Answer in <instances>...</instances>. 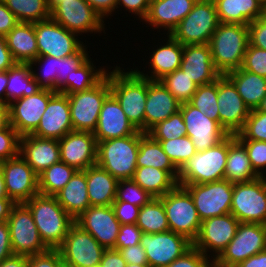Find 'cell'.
Here are the masks:
<instances>
[{"mask_svg": "<svg viewBox=\"0 0 266 267\" xmlns=\"http://www.w3.org/2000/svg\"><path fill=\"white\" fill-rule=\"evenodd\" d=\"M14 204L10 198H0V222L7 221Z\"/></svg>", "mask_w": 266, "mask_h": 267, "instance_id": "753ad0ef", "label": "cell"}, {"mask_svg": "<svg viewBox=\"0 0 266 267\" xmlns=\"http://www.w3.org/2000/svg\"><path fill=\"white\" fill-rule=\"evenodd\" d=\"M247 151L248 158L254 171L263 177L266 168V142L255 140H238Z\"/></svg>", "mask_w": 266, "mask_h": 267, "instance_id": "f5cc1de1", "label": "cell"}, {"mask_svg": "<svg viewBox=\"0 0 266 267\" xmlns=\"http://www.w3.org/2000/svg\"><path fill=\"white\" fill-rule=\"evenodd\" d=\"M88 58L76 70L70 79H66V95L81 92L95 86L107 73L104 68L95 70L96 68Z\"/></svg>", "mask_w": 266, "mask_h": 267, "instance_id": "7bdbcfd3", "label": "cell"}, {"mask_svg": "<svg viewBox=\"0 0 266 267\" xmlns=\"http://www.w3.org/2000/svg\"><path fill=\"white\" fill-rule=\"evenodd\" d=\"M103 19L117 9V0H85Z\"/></svg>", "mask_w": 266, "mask_h": 267, "instance_id": "a7ac6f4b", "label": "cell"}, {"mask_svg": "<svg viewBox=\"0 0 266 267\" xmlns=\"http://www.w3.org/2000/svg\"><path fill=\"white\" fill-rule=\"evenodd\" d=\"M41 89L32 76L29 64L16 63L8 70L6 86V105L11 102L35 94Z\"/></svg>", "mask_w": 266, "mask_h": 267, "instance_id": "f35d334b", "label": "cell"}, {"mask_svg": "<svg viewBox=\"0 0 266 267\" xmlns=\"http://www.w3.org/2000/svg\"><path fill=\"white\" fill-rule=\"evenodd\" d=\"M19 139L17 131L9 125L0 130V161L16 157L19 154Z\"/></svg>", "mask_w": 266, "mask_h": 267, "instance_id": "11a10c76", "label": "cell"}, {"mask_svg": "<svg viewBox=\"0 0 266 267\" xmlns=\"http://www.w3.org/2000/svg\"><path fill=\"white\" fill-rule=\"evenodd\" d=\"M156 141L160 142L163 151L168 155L169 159L178 170H180L197 152L189 136Z\"/></svg>", "mask_w": 266, "mask_h": 267, "instance_id": "f6af8a7d", "label": "cell"}, {"mask_svg": "<svg viewBox=\"0 0 266 267\" xmlns=\"http://www.w3.org/2000/svg\"><path fill=\"white\" fill-rule=\"evenodd\" d=\"M19 22L36 23L50 18L47 0H3Z\"/></svg>", "mask_w": 266, "mask_h": 267, "instance_id": "b9f144b4", "label": "cell"}, {"mask_svg": "<svg viewBox=\"0 0 266 267\" xmlns=\"http://www.w3.org/2000/svg\"><path fill=\"white\" fill-rule=\"evenodd\" d=\"M180 69H182L197 86L212 83L221 76L214 67L209 44L183 46Z\"/></svg>", "mask_w": 266, "mask_h": 267, "instance_id": "484cf974", "label": "cell"}, {"mask_svg": "<svg viewBox=\"0 0 266 267\" xmlns=\"http://www.w3.org/2000/svg\"><path fill=\"white\" fill-rule=\"evenodd\" d=\"M126 267H150L148 264H126Z\"/></svg>", "mask_w": 266, "mask_h": 267, "instance_id": "979ff035", "label": "cell"}, {"mask_svg": "<svg viewBox=\"0 0 266 267\" xmlns=\"http://www.w3.org/2000/svg\"><path fill=\"white\" fill-rule=\"evenodd\" d=\"M75 223L89 232L105 249L115 247L121 224L110 206H90Z\"/></svg>", "mask_w": 266, "mask_h": 267, "instance_id": "7402d4cb", "label": "cell"}, {"mask_svg": "<svg viewBox=\"0 0 266 267\" xmlns=\"http://www.w3.org/2000/svg\"><path fill=\"white\" fill-rule=\"evenodd\" d=\"M58 141L61 162L76 170L96 165L97 140L92 132L73 130Z\"/></svg>", "mask_w": 266, "mask_h": 267, "instance_id": "603a6c76", "label": "cell"}, {"mask_svg": "<svg viewBox=\"0 0 266 267\" xmlns=\"http://www.w3.org/2000/svg\"><path fill=\"white\" fill-rule=\"evenodd\" d=\"M16 62L6 44L5 36L0 35V71H8Z\"/></svg>", "mask_w": 266, "mask_h": 267, "instance_id": "89a4df30", "label": "cell"}, {"mask_svg": "<svg viewBox=\"0 0 266 267\" xmlns=\"http://www.w3.org/2000/svg\"><path fill=\"white\" fill-rule=\"evenodd\" d=\"M38 56L64 58L78 52L84 45L76 33L55 22L51 18L34 23Z\"/></svg>", "mask_w": 266, "mask_h": 267, "instance_id": "5bb4252c", "label": "cell"}, {"mask_svg": "<svg viewBox=\"0 0 266 267\" xmlns=\"http://www.w3.org/2000/svg\"><path fill=\"white\" fill-rule=\"evenodd\" d=\"M166 45L160 46L151 55V76L135 70L141 77L149 80H160L166 74L172 73L180 68L183 55V45L176 41L170 34Z\"/></svg>", "mask_w": 266, "mask_h": 267, "instance_id": "836d02e7", "label": "cell"}, {"mask_svg": "<svg viewBox=\"0 0 266 267\" xmlns=\"http://www.w3.org/2000/svg\"><path fill=\"white\" fill-rule=\"evenodd\" d=\"M0 198H8L4 177L0 169Z\"/></svg>", "mask_w": 266, "mask_h": 267, "instance_id": "2a66077c", "label": "cell"}, {"mask_svg": "<svg viewBox=\"0 0 266 267\" xmlns=\"http://www.w3.org/2000/svg\"><path fill=\"white\" fill-rule=\"evenodd\" d=\"M230 213L240 223L266 225V177L250 182L233 183Z\"/></svg>", "mask_w": 266, "mask_h": 267, "instance_id": "30bf717a", "label": "cell"}, {"mask_svg": "<svg viewBox=\"0 0 266 267\" xmlns=\"http://www.w3.org/2000/svg\"><path fill=\"white\" fill-rule=\"evenodd\" d=\"M8 198L14 203H25L39 194L38 175L18 154L0 163Z\"/></svg>", "mask_w": 266, "mask_h": 267, "instance_id": "d6986e66", "label": "cell"}, {"mask_svg": "<svg viewBox=\"0 0 266 267\" xmlns=\"http://www.w3.org/2000/svg\"><path fill=\"white\" fill-rule=\"evenodd\" d=\"M64 263L58 249H48L45 252L28 256V267H63Z\"/></svg>", "mask_w": 266, "mask_h": 267, "instance_id": "680465c9", "label": "cell"}, {"mask_svg": "<svg viewBox=\"0 0 266 267\" xmlns=\"http://www.w3.org/2000/svg\"><path fill=\"white\" fill-rule=\"evenodd\" d=\"M197 0H153L143 19L155 28L164 27L168 34L191 12Z\"/></svg>", "mask_w": 266, "mask_h": 267, "instance_id": "f1b7e54d", "label": "cell"}, {"mask_svg": "<svg viewBox=\"0 0 266 267\" xmlns=\"http://www.w3.org/2000/svg\"><path fill=\"white\" fill-rule=\"evenodd\" d=\"M0 267H28V256L13 254L1 261Z\"/></svg>", "mask_w": 266, "mask_h": 267, "instance_id": "8c879c8a", "label": "cell"}, {"mask_svg": "<svg viewBox=\"0 0 266 267\" xmlns=\"http://www.w3.org/2000/svg\"><path fill=\"white\" fill-rule=\"evenodd\" d=\"M111 94L106 75L90 89L69 94L73 130L94 132L105 99Z\"/></svg>", "mask_w": 266, "mask_h": 267, "instance_id": "ba28073f", "label": "cell"}, {"mask_svg": "<svg viewBox=\"0 0 266 267\" xmlns=\"http://www.w3.org/2000/svg\"><path fill=\"white\" fill-rule=\"evenodd\" d=\"M228 154V136L189 159L179 170L177 184H203L224 179Z\"/></svg>", "mask_w": 266, "mask_h": 267, "instance_id": "5b68a950", "label": "cell"}, {"mask_svg": "<svg viewBox=\"0 0 266 267\" xmlns=\"http://www.w3.org/2000/svg\"><path fill=\"white\" fill-rule=\"evenodd\" d=\"M237 140L266 142V113L257 109L250 110L242 130L235 135Z\"/></svg>", "mask_w": 266, "mask_h": 267, "instance_id": "681fc988", "label": "cell"}, {"mask_svg": "<svg viewBox=\"0 0 266 267\" xmlns=\"http://www.w3.org/2000/svg\"><path fill=\"white\" fill-rule=\"evenodd\" d=\"M209 45L214 67L221 75L239 69L249 45L248 26L219 23Z\"/></svg>", "mask_w": 266, "mask_h": 267, "instance_id": "3957f363", "label": "cell"}, {"mask_svg": "<svg viewBox=\"0 0 266 267\" xmlns=\"http://www.w3.org/2000/svg\"><path fill=\"white\" fill-rule=\"evenodd\" d=\"M180 105L181 103L166 89L160 80L147 79L144 133L179 111Z\"/></svg>", "mask_w": 266, "mask_h": 267, "instance_id": "83f0119b", "label": "cell"}, {"mask_svg": "<svg viewBox=\"0 0 266 267\" xmlns=\"http://www.w3.org/2000/svg\"><path fill=\"white\" fill-rule=\"evenodd\" d=\"M16 16L0 0V35L6 36L18 23Z\"/></svg>", "mask_w": 266, "mask_h": 267, "instance_id": "be15d7a7", "label": "cell"}, {"mask_svg": "<svg viewBox=\"0 0 266 267\" xmlns=\"http://www.w3.org/2000/svg\"><path fill=\"white\" fill-rule=\"evenodd\" d=\"M83 171L86 173L90 206H110L116 199L118 180L98 165Z\"/></svg>", "mask_w": 266, "mask_h": 267, "instance_id": "1f68e13d", "label": "cell"}, {"mask_svg": "<svg viewBox=\"0 0 266 267\" xmlns=\"http://www.w3.org/2000/svg\"><path fill=\"white\" fill-rule=\"evenodd\" d=\"M220 23L247 25L265 14L259 0H213Z\"/></svg>", "mask_w": 266, "mask_h": 267, "instance_id": "4dcf8cb0", "label": "cell"}, {"mask_svg": "<svg viewBox=\"0 0 266 267\" xmlns=\"http://www.w3.org/2000/svg\"><path fill=\"white\" fill-rule=\"evenodd\" d=\"M259 177L251 166L246 148L236 139L235 135H228V154L224 179L231 183H241L250 182Z\"/></svg>", "mask_w": 266, "mask_h": 267, "instance_id": "e575fe53", "label": "cell"}, {"mask_svg": "<svg viewBox=\"0 0 266 267\" xmlns=\"http://www.w3.org/2000/svg\"><path fill=\"white\" fill-rule=\"evenodd\" d=\"M219 23L214 1L197 0L191 12L170 35L183 46L209 44Z\"/></svg>", "mask_w": 266, "mask_h": 267, "instance_id": "8992f818", "label": "cell"}, {"mask_svg": "<svg viewBox=\"0 0 266 267\" xmlns=\"http://www.w3.org/2000/svg\"><path fill=\"white\" fill-rule=\"evenodd\" d=\"M110 92L120 104L133 126L144 133L145 104L147 100V79L135 70L123 72L116 66L110 73Z\"/></svg>", "mask_w": 266, "mask_h": 267, "instance_id": "7a4b0ae2", "label": "cell"}, {"mask_svg": "<svg viewBox=\"0 0 266 267\" xmlns=\"http://www.w3.org/2000/svg\"><path fill=\"white\" fill-rule=\"evenodd\" d=\"M235 267H266V250L249 257Z\"/></svg>", "mask_w": 266, "mask_h": 267, "instance_id": "2644e50d", "label": "cell"}, {"mask_svg": "<svg viewBox=\"0 0 266 267\" xmlns=\"http://www.w3.org/2000/svg\"><path fill=\"white\" fill-rule=\"evenodd\" d=\"M140 245L146 252L150 267H167L192 247L185 236L173 231L142 233Z\"/></svg>", "mask_w": 266, "mask_h": 267, "instance_id": "2e32d148", "label": "cell"}, {"mask_svg": "<svg viewBox=\"0 0 266 267\" xmlns=\"http://www.w3.org/2000/svg\"><path fill=\"white\" fill-rule=\"evenodd\" d=\"M178 185L189 191L201 221L230 213L233 183L228 180Z\"/></svg>", "mask_w": 266, "mask_h": 267, "instance_id": "7c38bea8", "label": "cell"}, {"mask_svg": "<svg viewBox=\"0 0 266 267\" xmlns=\"http://www.w3.org/2000/svg\"><path fill=\"white\" fill-rule=\"evenodd\" d=\"M19 154L37 175L61 161L58 140L32 134L20 137Z\"/></svg>", "mask_w": 266, "mask_h": 267, "instance_id": "4316f807", "label": "cell"}, {"mask_svg": "<svg viewBox=\"0 0 266 267\" xmlns=\"http://www.w3.org/2000/svg\"><path fill=\"white\" fill-rule=\"evenodd\" d=\"M68 267H96L100 265L105 248L87 231L74 223L58 248Z\"/></svg>", "mask_w": 266, "mask_h": 267, "instance_id": "4fadbf2b", "label": "cell"}, {"mask_svg": "<svg viewBox=\"0 0 266 267\" xmlns=\"http://www.w3.org/2000/svg\"><path fill=\"white\" fill-rule=\"evenodd\" d=\"M249 110L257 109L266 95V77L245 71L241 67L225 74Z\"/></svg>", "mask_w": 266, "mask_h": 267, "instance_id": "d590c367", "label": "cell"}, {"mask_svg": "<svg viewBox=\"0 0 266 267\" xmlns=\"http://www.w3.org/2000/svg\"><path fill=\"white\" fill-rule=\"evenodd\" d=\"M217 105L221 127L229 135L238 134L244 127L250 110L225 75L217 79Z\"/></svg>", "mask_w": 266, "mask_h": 267, "instance_id": "ac0fdd59", "label": "cell"}, {"mask_svg": "<svg viewBox=\"0 0 266 267\" xmlns=\"http://www.w3.org/2000/svg\"><path fill=\"white\" fill-rule=\"evenodd\" d=\"M62 0H47L48 7L50 11L61 2Z\"/></svg>", "mask_w": 266, "mask_h": 267, "instance_id": "09005b40", "label": "cell"}, {"mask_svg": "<svg viewBox=\"0 0 266 267\" xmlns=\"http://www.w3.org/2000/svg\"><path fill=\"white\" fill-rule=\"evenodd\" d=\"M86 46H83L78 52L58 58V76L56 79V92L66 95V79H70L73 70H76L88 58Z\"/></svg>", "mask_w": 266, "mask_h": 267, "instance_id": "c3c4849f", "label": "cell"}, {"mask_svg": "<svg viewBox=\"0 0 266 267\" xmlns=\"http://www.w3.org/2000/svg\"><path fill=\"white\" fill-rule=\"evenodd\" d=\"M208 259V256H205L201 251L192 246L167 267H214V262H210Z\"/></svg>", "mask_w": 266, "mask_h": 267, "instance_id": "9f6ffc18", "label": "cell"}, {"mask_svg": "<svg viewBox=\"0 0 266 267\" xmlns=\"http://www.w3.org/2000/svg\"><path fill=\"white\" fill-rule=\"evenodd\" d=\"M126 264L120 251L111 248L103 252L99 267H126Z\"/></svg>", "mask_w": 266, "mask_h": 267, "instance_id": "003e7915", "label": "cell"}, {"mask_svg": "<svg viewBox=\"0 0 266 267\" xmlns=\"http://www.w3.org/2000/svg\"><path fill=\"white\" fill-rule=\"evenodd\" d=\"M57 92L41 88L33 95L11 102L9 107L10 125L20 137L32 134L39 125L49 100Z\"/></svg>", "mask_w": 266, "mask_h": 267, "instance_id": "e0dca14e", "label": "cell"}, {"mask_svg": "<svg viewBox=\"0 0 266 267\" xmlns=\"http://www.w3.org/2000/svg\"><path fill=\"white\" fill-rule=\"evenodd\" d=\"M7 83H8V71H0V103L3 104H6Z\"/></svg>", "mask_w": 266, "mask_h": 267, "instance_id": "11e5206c", "label": "cell"}, {"mask_svg": "<svg viewBox=\"0 0 266 267\" xmlns=\"http://www.w3.org/2000/svg\"><path fill=\"white\" fill-rule=\"evenodd\" d=\"M13 255L7 221L0 222V262Z\"/></svg>", "mask_w": 266, "mask_h": 267, "instance_id": "03108f58", "label": "cell"}, {"mask_svg": "<svg viewBox=\"0 0 266 267\" xmlns=\"http://www.w3.org/2000/svg\"><path fill=\"white\" fill-rule=\"evenodd\" d=\"M73 131L68 95L56 93L43 113L32 135L60 140Z\"/></svg>", "mask_w": 266, "mask_h": 267, "instance_id": "cb8c5ba5", "label": "cell"}, {"mask_svg": "<svg viewBox=\"0 0 266 267\" xmlns=\"http://www.w3.org/2000/svg\"><path fill=\"white\" fill-rule=\"evenodd\" d=\"M139 131L126 117L116 98L110 94L104 101L93 132L97 142L137 134Z\"/></svg>", "mask_w": 266, "mask_h": 267, "instance_id": "d4e9b609", "label": "cell"}, {"mask_svg": "<svg viewBox=\"0 0 266 267\" xmlns=\"http://www.w3.org/2000/svg\"><path fill=\"white\" fill-rule=\"evenodd\" d=\"M160 199L164 205L170 231L185 236L193 243L202 221L189 191L177 184Z\"/></svg>", "mask_w": 266, "mask_h": 267, "instance_id": "52a82bcc", "label": "cell"}, {"mask_svg": "<svg viewBox=\"0 0 266 267\" xmlns=\"http://www.w3.org/2000/svg\"><path fill=\"white\" fill-rule=\"evenodd\" d=\"M240 222L231 213L205 219L201 222L199 233L192 246L205 256L211 250L213 260L218 257L236 235Z\"/></svg>", "mask_w": 266, "mask_h": 267, "instance_id": "ffe728a7", "label": "cell"}, {"mask_svg": "<svg viewBox=\"0 0 266 267\" xmlns=\"http://www.w3.org/2000/svg\"><path fill=\"white\" fill-rule=\"evenodd\" d=\"M5 39L16 63L29 64L38 57L34 23L18 22Z\"/></svg>", "mask_w": 266, "mask_h": 267, "instance_id": "f546056e", "label": "cell"}, {"mask_svg": "<svg viewBox=\"0 0 266 267\" xmlns=\"http://www.w3.org/2000/svg\"><path fill=\"white\" fill-rule=\"evenodd\" d=\"M111 207L121 225L136 224L140 207L124 201H114Z\"/></svg>", "mask_w": 266, "mask_h": 267, "instance_id": "94428289", "label": "cell"}, {"mask_svg": "<svg viewBox=\"0 0 266 267\" xmlns=\"http://www.w3.org/2000/svg\"><path fill=\"white\" fill-rule=\"evenodd\" d=\"M179 110L186 125V136L191 138L197 152L214 147L229 135L217 121L189 102L182 103Z\"/></svg>", "mask_w": 266, "mask_h": 267, "instance_id": "44dd1931", "label": "cell"}, {"mask_svg": "<svg viewBox=\"0 0 266 267\" xmlns=\"http://www.w3.org/2000/svg\"><path fill=\"white\" fill-rule=\"evenodd\" d=\"M261 4L266 8V0H259Z\"/></svg>", "mask_w": 266, "mask_h": 267, "instance_id": "deb4b68c", "label": "cell"}, {"mask_svg": "<svg viewBox=\"0 0 266 267\" xmlns=\"http://www.w3.org/2000/svg\"><path fill=\"white\" fill-rule=\"evenodd\" d=\"M160 81L181 104L189 102L197 89L193 80L180 68L166 74Z\"/></svg>", "mask_w": 266, "mask_h": 267, "instance_id": "ee69618b", "label": "cell"}, {"mask_svg": "<svg viewBox=\"0 0 266 267\" xmlns=\"http://www.w3.org/2000/svg\"><path fill=\"white\" fill-rule=\"evenodd\" d=\"M58 203L75 220L88 207L86 173L83 170H77L70 181L55 195Z\"/></svg>", "mask_w": 266, "mask_h": 267, "instance_id": "d6a6232c", "label": "cell"}, {"mask_svg": "<svg viewBox=\"0 0 266 267\" xmlns=\"http://www.w3.org/2000/svg\"><path fill=\"white\" fill-rule=\"evenodd\" d=\"M249 44L266 50V14L248 24Z\"/></svg>", "mask_w": 266, "mask_h": 267, "instance_id": "91938a15", "label": "cell"}, {"mask_svg": "<svg viewBox=\"0 0 266 267\" xmlns=\"http://www.w3.org/2000/svg\"><path fill=\"white\" fill-rule=\"evenodd\" d=\"M151 199H153V197L133 179L118 180L116 199L114 201L128 202L141 208Z\"/></svg>", "mask_w": 266, "mask_h": 267, "instance_id": "f907efd6", "label": "cell"}, {"mask_svg": "<svg viewBox=\"0 0 266 267\" xmlns=\"http://www.w3.org/2000/svg\"><path fill=\"white\" fill-rule=\"evenodd\" d=\"M266 250V225L240 223L236 235L216 257L214 267H235L249 257Z\"/></svg>", "mask_w": 266, "mask_h": 267, "instance_id": "9c48e42d", "label": "cell"}, {"mask_svg": "<svg viewBox=\"0 0 266 267\" xmlns=\"http://www.w3.org/2000/svg\"><path fill=\"white\" fill-rule=\"evenodd\" d=\"M241 68L266 77V50L249 44Z\"/></svg>", "mask_w": 266, "mask_h": 267, "instance_id": "db71d44e", "label": "cell"}, {"mask_svg": "<svg viewBox=\"0 0 266 267\" xmlns=\"http://www.w3.org/2000/svg\"><path fill=\"white\" fill-rule=\"evenodd\" d=\"M10 125L9 107L0 103V130L6 129Z\"/></svg>", "mask_w": 266, "mask_h": 267, "instance_id": "34e18365", "label": "cell"}, {"mask_svg": "<svg viewBox=\"0 0 266 267\" xmlns=\"http://www.w3.org/2000/svg\"><path fill=\"white\" fill-rule=\"evenodd\" d=\"M189 103L219 123L217 80L209 84L197 86L196 92L193 94Z\"/></svg>", "mask_w": 266, "mask_h": 267, "instance_id": "bcb514c9", "label": "cell"}, {"mask_svg": "<svg viewBox=\"0 0 266 267\" xmlns=\"http://www.w3.org/2000/svg\"><path fill=\"white\" fill-rule=\"evenodd\" d=\"M147 134L155 140H170L186 136V125L181 111H177L169 118L156 124L147 132Z\"/></svg>", "mask_w": 266, "mask_h": 267, "instance_id": "7dc6e473", "label": "cell"}, {"mask_svg": "<svg viewBox=\"0 0 266 267\" xmlns=\"http://www.w3.org/2000/svg\"><path fill=\"white\" fill-rule=\"evenodd\" d=\"M132 179L153 198H161L177 185L168 171L150 166L137 167Z\"/></svg>", "mask_w": 266, "mask_h": 267, "instance_id": "74e56055", "label": "cell"}, {"mask_svg": "<svg viewBox=\"0 0 266 267\" xmlns=\"http://www.w3.org/2000/svg\"><path fill=\"white\" fill-rule=\"evenodd\" d=\"M136 225L143 233L154 234L170 230L160 198H153L140 208Z\"/></svg>", "mask_w": 266, "mask_h": 267, "instance_id": "ab89813d", "label": "cell"}, {"mask_svg": "<svg viewBox=\"0 0 266 267\" xmlns=\"http://www.w3.org/2000/svg\"><path fill=\"white\" fill-rule=\"evenodd\" d=\"M257 110L266 113V95H265L264 98L261 100V103H260L259 106L257 107Z\"/></svg>", "mask_w": 266, "mask_h": 267, "instance_id": "b9fcfbb0", "label": "cell"}, {"mask_svg": "<svg viewBox=\"0 0 266 267\" xmlns=\"http://www.w3.org/2000/svg\"><path fill=\"white\" fill-rule=\"evenodd\" d=\"M142 230L136 224H122L113 249L121 250L140 244Z\"/></svg>", "mask_w": 266, "mask_h": 267, "instance_id": "6f0895ef", "label": "cell"}, {"mask_svg": "<svg viewBox=\"0 0 266 267\" xmlns=\"http://www.w3.org/2000/svg\"><path fill=\"white\" fill-rule=\"evenodd\" d=\"M149 4L150 0H117V8L118 5L124 6L130 13L138 15L142 20L148 13Z\"/></svg>", "mask_w": 266, "mask_h": 267, "instance_id": "e7e4bbea", "label": "cell"}, {"mask_svg": "<svg viewBox=\"0 0 266 267\" xmlns=\"http://www.w3.org/2000/svg\"><path fill=\"white\" fill-rule=\"evenodd\" d=\"M120 253L127 264H148L146 252L140 244L123 248Z\"/></svg>", "mask_w": 266, "mask_h": 267, "instance_id": "6125c7cd", "label": "cell"}, {"mask_svg": "<svg viewBox=\"0 0 266 267\" xmlns=\"http://www.w3.org/2000/svg\"><path fill=\"white\" fill-rule=\"evenodd\" d=\"M50 18L77 35L104 30L103 19L85 0H62L50 11Z\"/></svg>", "mask_w": 266, "mask_h": 267, "instance_id": "9a60e30c", "label": "cell"}, {"mask_svg": "<svg viewBox=\"0 0 266 267\" xmlns=\"http://www.w3.org/2000/svg\"><path fill=\"white\" fill-rule=\"evenodd\" d=\"M7 224L13 254L32 256L48 250L40 238L32 212L25 203L12 206Z\"/></svg>", "mask_w": 266, "mask_h": 267, "instance_id": "8fae6325", "label": "cell"}, {"mask_svg": "<svg viewBox=\"0 0 266 267\" xmlns=\"http://www.w3.org/2000/svg\"><path fill=\"white\" fill-rule=\"evenodd\" d=\"M36 63H38L39 65H41L40 63H43L45 65L44 69H42V76L39 73L36 74V71H34L32 68V65H36ZM29 65L31 66L33 78L41 88L56 91V79L58 76V58L50 56H38L36 59L30 62Z\"/></svg>", "mask_w": 266, "mask_h": 267, "instance_id": "816d5d0a", "label": "cell"}, {"mask_svg": "<svg viewBox=\"0 0 266 267\" xmlns=\"http://www.w3.org/2000/svg\"><path fill=\"white\" fill-rule=\"evenodd\" d=\"M76 171L74 167L61 161L51 165L38 175L39 194L55 196L70 181Z\"/></svg>", "mask_w": 266, "mask_h": 267, "instance_id": "60d3db41", "label": "cell"}, {"mask_svg": "<svg viewBox=\"0 0 266 267\" xmlns=\"http://www.w3.org/2000/svg\"><path fill=\"white\" fill-rule=\"evenodd\" d=\"M141 131L121 138L97 142L96 165L117 180L132 179L137 168Z\"/></svg>", "mask_w": 266, "mask_h": 267, "instance_id": "277c9868", "label": "cell"}, {"mask_svg": "<svg viewBox=\"0 0 266 267\" xmlns=\"http://www.w3.org/2000/svg\"><path fill=\"white\" fill-rule=\"evenodd\" d=\"M144 166L168 171L176 180L178 179L179 170L163 151L160 142L153 139L149 134L141 132L137 167Z\"/></svg>", "mask_w": 266, "mask_h": 267, "instance_id": "8d00e7d4", "label": "cell"}, {"mask_svg": "<svg viewBox=\"0 0 266 267\" xmlns=\"http://www.w3.org/2000/svg\"><path fill=\"white\" fill-rule=\"evenodd\" d=\"M25 204L32 212L44 245L48 249H58L75 220L58 203L55 196L37 194Z\"/></svg>", "mask_w": 266, "mask_h": 267, "instance_id": "6da1fadb", "label": "cell"}]
</instances>
